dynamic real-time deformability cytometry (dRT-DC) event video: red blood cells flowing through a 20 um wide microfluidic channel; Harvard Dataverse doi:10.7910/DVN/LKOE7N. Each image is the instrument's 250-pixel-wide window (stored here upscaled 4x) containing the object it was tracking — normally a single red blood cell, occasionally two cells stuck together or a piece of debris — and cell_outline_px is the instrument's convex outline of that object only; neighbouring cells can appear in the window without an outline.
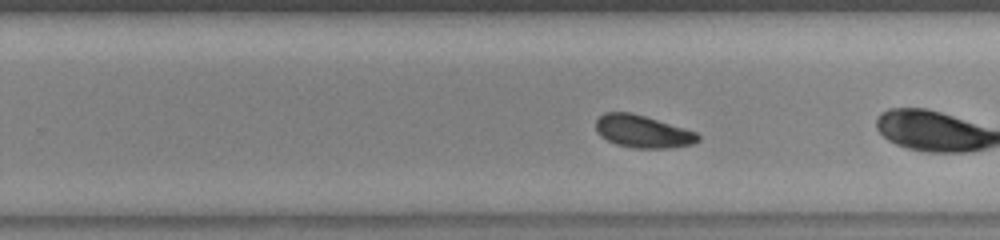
{"species": "common noctule bat (a hibernating species)", "species_latin": "Nyctalus noctula", "temperature_condition": "warm", "stored_images_in_passage": 46, "camera_frame_rate_fps": 3000, "um_per_image_px": 0.085, "animal": {"sex": "female", "body_mass_g": 23.0, "forearm_length_mm": 53.4}, "frame": {"image": 1, "passage_image": 25, "time_ms": 8.0, "image_size_px": [1000, 240], "cell_outline_px": [[700, 140], [692, 144], [668, 148], [632, 148], [616, 144], [600, 136], [596, 132], [596, 120], [604, 112], [632, 112], [684, 128], [696, 132], [700, 136]], "centroid_in_image_um": [54.61, 11.17], "position_along_channel_um": 275.2, "area_um2": 19.36}}
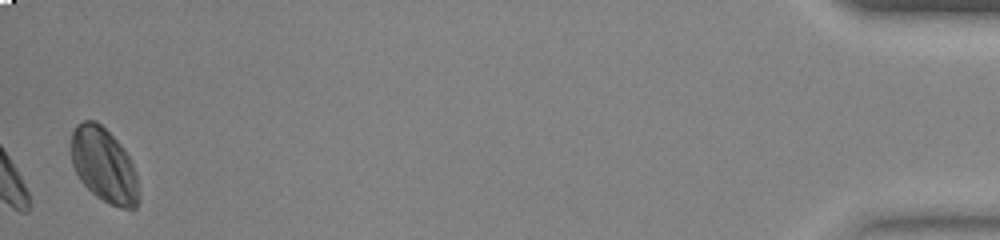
{"frame": {"image": 2, "passage_image": 46, "time_ms": 15.0, "image_size_px": [1000, 240], "cell_outline_px": [[140, 196], [136, 208], [120, 208], [108, 204], [96, 196], [80, 180], [72, 164], [68, 148], [68, 144], [72, 132], [76, 124], [84, 120], [96, 120], [124, 148], [132, 160], [136, 172], [140, 188]], "centroid_in_image_um": [8.83, 14.04], "position_along_channel_um": 426.4, "area_um2": 30.11}, "authors_computed_cell_mechanics": {"area_um2": 19.941, "velocity_mm_per_s": 3.8859, "shape_relaxation_time_tau1_ms": 4.6947, "shape_relaxation_time_tau2_ms": null, "deformation_change_tau1": 0.124, "deformation_change_tau2": null}}